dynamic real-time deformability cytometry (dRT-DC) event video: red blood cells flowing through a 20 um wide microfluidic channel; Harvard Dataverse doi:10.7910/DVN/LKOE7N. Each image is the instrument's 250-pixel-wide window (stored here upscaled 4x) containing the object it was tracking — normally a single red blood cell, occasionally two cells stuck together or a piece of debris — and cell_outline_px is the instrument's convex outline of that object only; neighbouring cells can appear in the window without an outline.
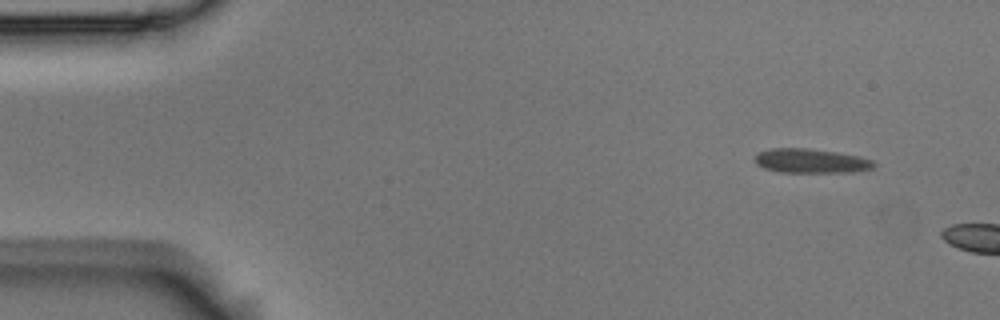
{"species": "Egyptian fruit bat (a non-hibernating species)", "species_latin": "Rousettus aegyptiacus", "temperature_condition": "room temperature", "stored_images_in_passage": 4, "camera_frame_rate_fps": 3000, "um_per_image_px": 0.085, "animal": {"sex": "male"}, "frame": {"image": 1, "passage_image": 1, "time_ms": 0.0, "image_size_px": [1000, 320], "cell_outline_px": [[876, 164], [872, 168], [852, 172], [780, 172], [764, 168], [756, 164], [756, 152], [772, 148], [808, 148], [836, 152], [860, 156], [872, 160]], "centroid_in_image_um": [68.92, 13.67], "position_along_channel_um": 16.1, "area_um2": 16.82}}